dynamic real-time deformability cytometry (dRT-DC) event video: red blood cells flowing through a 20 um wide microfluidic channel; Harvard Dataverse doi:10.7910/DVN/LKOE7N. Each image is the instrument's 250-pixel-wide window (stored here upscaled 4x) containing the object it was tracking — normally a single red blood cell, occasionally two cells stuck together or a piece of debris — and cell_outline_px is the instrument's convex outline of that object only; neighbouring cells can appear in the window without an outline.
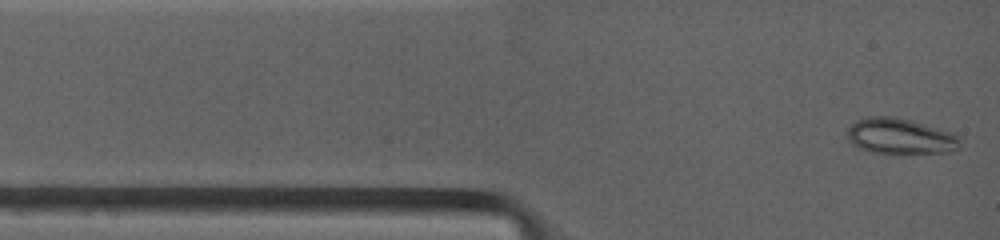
{"species": "common noctule bat (a hibernating species)", "species_latin": "Nyctalus noctula", "temperature_condition": "warm", "stored_images_in_passage": 3, "camera_frame_rate_fps": 4500, "um_per_image_px": 0.085, "animal": {"sex": "female", "body_mass_g": 19.0, "forearm_length_mm": 53.3}, "frame": {"image": 1, "passage_image": 1, "time_ms": 0.0, "image_size_px": [1000, 240], "cell_outline_px": [[960, 148], [952, 152], [904, 156], [872, 152], [856, 148], [848, 140], [848, 128], [852, 124], [860, 120], [872, 116], [892, 116], [908, 120], [936, 128], [948, 132], [956, 136], [960, 140]], "centroid_in_image_um": [76.52, 11.66], "position_along_channel_um": 8.5, "area_um2": 23.93}}